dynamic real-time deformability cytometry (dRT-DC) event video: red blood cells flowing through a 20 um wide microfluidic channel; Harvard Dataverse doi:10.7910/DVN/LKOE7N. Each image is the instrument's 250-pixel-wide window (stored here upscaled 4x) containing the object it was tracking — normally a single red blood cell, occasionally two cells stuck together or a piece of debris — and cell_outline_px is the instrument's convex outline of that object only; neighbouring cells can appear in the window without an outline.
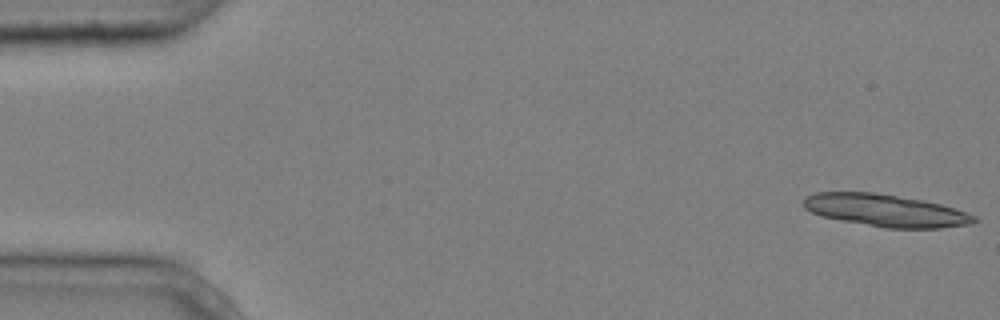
{"species": "common noctule bat (a hibernating species)", "species_latin": "Nyctalus noctula", "temperature_condition": "cold", "stored_images_in_passage": 5, "camera_frame_rate_fps": 3000, "um_per_image_px": 0.085, "animal": {"sex": "male", "body_mass_g": 20.4}, "frame": {"image": 1, "passage_image": 1, "time_ms": 0.0, "image_size_px": [1000, 320], "cell_outline_px": [[980, 220], [972, 224], [940, 228], [884, 228], [840, 220], [820, 216], [804, 208], [804, 200], [808, 196], [816, 192], [872, 192], [924, 200], [940, 204], [976, 216]], "centroid_in_image_um": [75.28, 17.9], "position_along_channel_um": 9.7, "area_um2": 32.02}}